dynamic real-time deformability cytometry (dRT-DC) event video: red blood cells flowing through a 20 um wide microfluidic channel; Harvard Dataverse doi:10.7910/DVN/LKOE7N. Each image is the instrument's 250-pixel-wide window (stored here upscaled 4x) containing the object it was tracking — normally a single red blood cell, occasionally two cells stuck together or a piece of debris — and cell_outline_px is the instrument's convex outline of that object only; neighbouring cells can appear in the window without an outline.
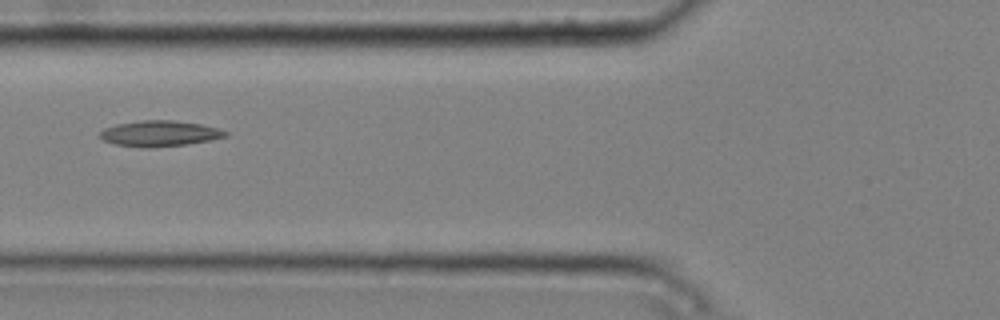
{"species": "common noctule bat (a hibernating species)", "species_latin": "Nyctalus noctula", "temperature_condition": "cold", "stored_images_in_passage": 6, "camera_frame_rate_fps": 3000, "um_per_image_px": 0.085, "animal": {"sex": "male", "body_mass_g": 20.4}, "frame": {"image": 1, "passage_image": 6, "time_ms": 1.667, "image_size_px": [1000, 320], "cell_outline_px": [[228, 136], [188, 144], [148, 148], [144, 148], [112, 144], [96, 136], [104, 128], [116, 124], [140, 120], [172, 120], [200, 124], [216, 128], [228, 132]], "centroid_in_image_um": [13.5, 11.35], "position_along_channel_um": 112.3, "area_um2": 18.9}}